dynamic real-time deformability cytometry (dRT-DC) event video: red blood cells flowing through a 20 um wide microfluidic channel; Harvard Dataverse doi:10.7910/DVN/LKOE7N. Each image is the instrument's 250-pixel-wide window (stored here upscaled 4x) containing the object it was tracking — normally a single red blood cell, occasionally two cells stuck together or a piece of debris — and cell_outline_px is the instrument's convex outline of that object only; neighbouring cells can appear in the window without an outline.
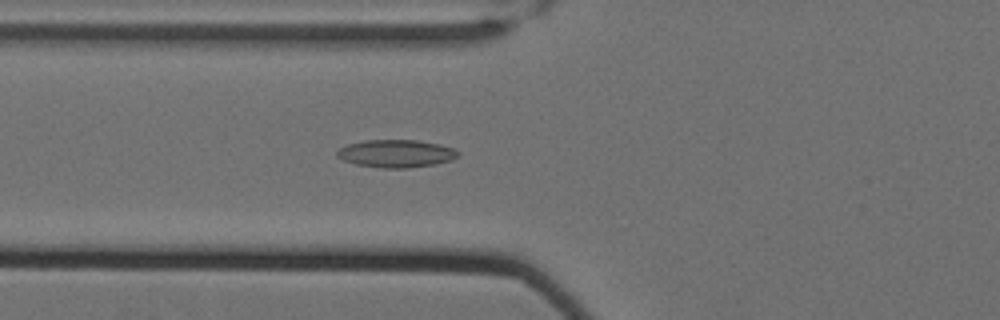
{"species": "Egyptian fruit bat (a non-hibernating species)", "species_latin": "Rousettus aegyptiacus", "temperature_condition": "cold", "stored_images_in_passage": 60, "camera_frame_rate_fps": 3000, "um_per_image_px": 0.085, "animal": {"sex": "female"}, "frame": {"image": 1, "passage_image": 25, "time_ms": 8.0, "image_size_px": [1000, 320], "cell_outline_px": [[460, 152], [452, 160], [436, 164], [408, 168], [380, 168], [356, 164], [344, 160], [336, 156], [336, 152], [340, 148], [348, 144], [364, 140], [416, 140], [440, 144], [452, 148]], "centroid_in_image_um": [33.66, 13.05], "position_along_channel_um": 92.1, "area_um2": 19.54}}
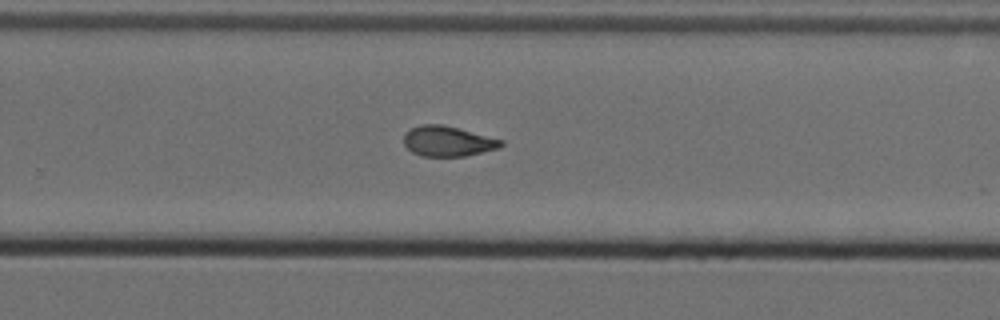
{"frame": {"image": 2, "passage_image": 42, "time_ms": 13.667, "image_size_px": [1000, 320], "cell_outline_px": [[504, 144], [500, 148], [464, 156], [420, 156], [412, 152], [404, 144], [404, 132], [420, 124], [444, 124], [504, 140]], "centroid_in_image_um": [38.07, 11.99], "position_along_channel_um": 291.7, "area_um2": 17.28}}
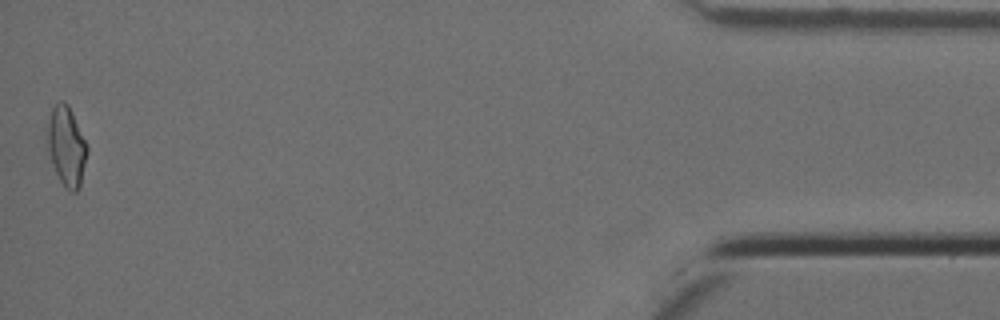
{"frame": {"image": 3, "passage_image": 60, "time_ms": 19.667, "image_size_px": [1000, 320], "cell_outline_px": [[88, 152], [80, 184], [76, 192], [68, 192], [64, 188], [56, 172], [48, 148], [48, 120], [52, 108], [60, 100], [64, 100], [68, 104], [72, 112], [88, 148]], "centroid_in_image_um": [5.66, 12.44], "position_along_channel_um": 429.5, "area_um2": 18.09}, "authors_computed_cell_mechanics": {"area_um2": 17.8024, "velocity_mm_per_s": 3.5023, "shape_relaxation_time_tau1_ms": null, "shape_relaxation_time_tau2_ms": 2.6384, "deformation_change_tau1": null, "deformation_change_tau2": 0.0874}}